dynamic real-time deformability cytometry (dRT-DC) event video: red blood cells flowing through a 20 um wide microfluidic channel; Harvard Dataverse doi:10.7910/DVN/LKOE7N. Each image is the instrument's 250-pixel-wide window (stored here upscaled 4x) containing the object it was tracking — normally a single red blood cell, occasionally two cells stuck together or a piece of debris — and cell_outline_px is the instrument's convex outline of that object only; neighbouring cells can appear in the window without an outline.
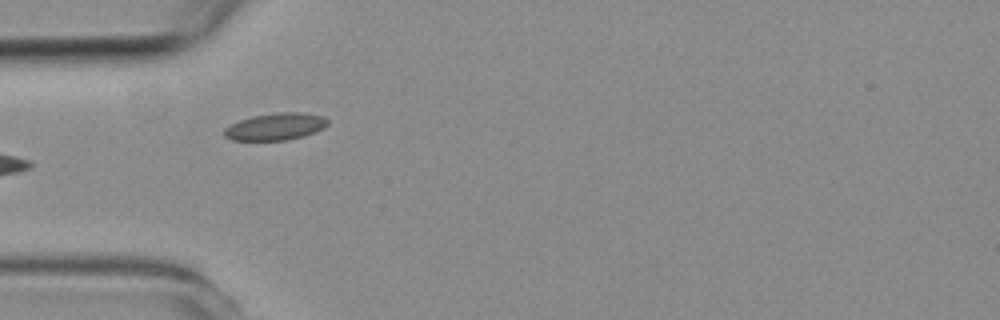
{"species": "common noctule bat (a hibernating species)", "species_latin": "Nyctalus noctula", "temperature_condition": "room temperature", "stored_images_in_passage": 5, "camera_frame_rate_fps": 3000, "um_per_image_px": 0.085, "animal": {"sex": "female", "body_mass_g": 19.3, "forearm_length_mm": 54.1}, "frame": {"image": 1, "passage_image": 4, "time_ms": 4.333, "image_size_px": [1000, 320], "cell_outline_px": [[328, 124], [324, 128], [316, 132], [304, 136], [288, 140], [232, 140], [224, 136], [224, 128], [240, 120], [252, 116], [280, 112], [304, 112], [324, 116], [328, 120]], "centroid_in_image_um": [23.46, 10.76], "position_along_channel_um": 61.5, "area_um2": 16.42}}
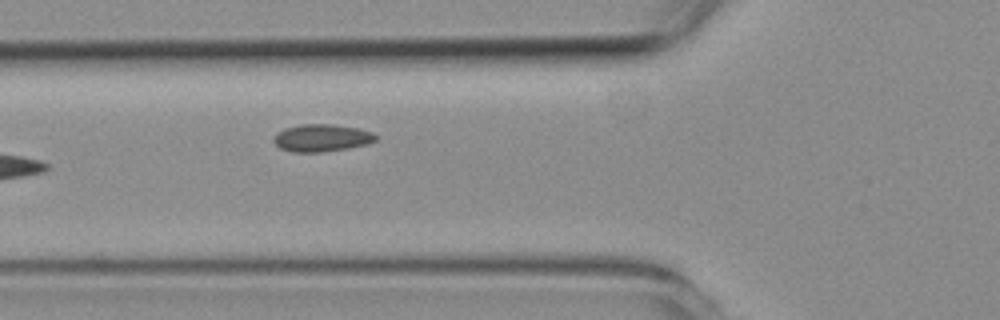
{"frame": {"image": 2, "passage_image": 5, "time_ms": 5.333, "image_size_px": [1000, 320], "cell_outline_px": [[376, 140], [368, 144], [348, 148], [324, 152], [292, 152], [280, 148], [272, 140], [276, 132], [284, 128], [300, 124], [332, 124], [356, 128], [372, 132], [376, 136]], "centroid_in_image_um": [27.31, 11.72], "position_along_channel_um": 98.5, "area_um2": 16.36}}